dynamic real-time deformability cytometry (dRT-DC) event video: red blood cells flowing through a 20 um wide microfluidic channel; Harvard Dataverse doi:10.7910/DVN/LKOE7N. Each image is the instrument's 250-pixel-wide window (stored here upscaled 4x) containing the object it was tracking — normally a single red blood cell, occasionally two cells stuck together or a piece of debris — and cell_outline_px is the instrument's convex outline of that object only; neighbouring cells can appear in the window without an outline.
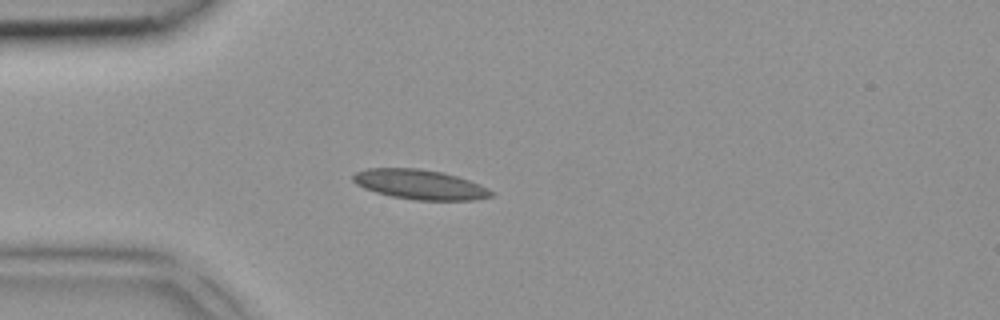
{"species": "common noctule bat (a hibernating species)", "species_latin": "Nyctalus noctula", "temperature_condition": "room temperature", "stored_images_in_passage": 4, "camera_frame_rate_fps": 3000, "um_per_image_px": 0.085, "animal": {"sex": "female", "body_mass_g": 18.4}, "frame": {"image": 1, "passage_image": 4, "time_ms": 1.0, "image_size_px": [1000, 320], "cell_outline_px": [[492, 196], [472, 200], [416, 200], [392, 196], [376, 192], [364, 188], [356, 184], [352, 180], [352, 176], [356, 172], [368, 168], [416, 168], [444, 172], [480, 184], [492, 192]], "centroid_in_image_um": [35.65, 15.67], "position_along_channel_um": 49.3, "area_um2": 23.76}}